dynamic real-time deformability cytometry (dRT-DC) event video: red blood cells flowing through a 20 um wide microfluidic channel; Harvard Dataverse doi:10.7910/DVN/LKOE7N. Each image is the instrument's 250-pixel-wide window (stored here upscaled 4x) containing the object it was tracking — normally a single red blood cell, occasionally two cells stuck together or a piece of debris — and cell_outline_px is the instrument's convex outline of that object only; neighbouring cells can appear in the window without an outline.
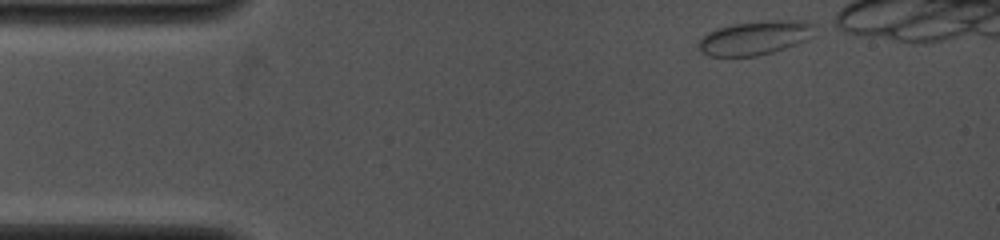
{"species": "common noctule bat (a hibernating species)", "species_latin": "Nyctalus noctula", "temperature_condition": "cold", "stored_images_in_passage": 43, "camera_frame_rate_fps": 4000, "um_per_image_px": 0.085, "animal": {"sex": "female", "body_mass_g": 19.0, "forearm_length_mm": 53.3}, "frame": {"image": 1, "passage_image": 1, "time_ms": 0.0, "image_size_px": [1000, 240], "cell_outline_px": [[816, 24], [804, 40], [784, 48], [772, 52], [756, 56], [708, 56], [700, 52], [700, 40], [708, 32], [716, 28], [732, 24], [764, 20], [804, 20]], "centroid_in_image_um": [64.12, 3.2], "position_along_channel_um": 20.9, "area_um2": 22.66}}
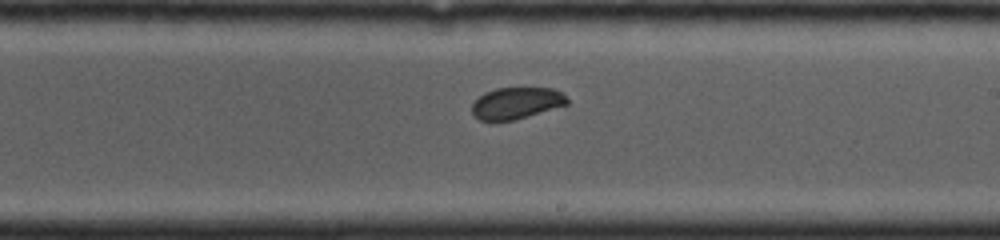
{"frame": {"image": 2, "passage_image": 26, "time_ms": 7.0, "image_size_px": [1000, 240], "cell_outline_px": [[568, 104], [512, 120], [492, 124], [480, 120], [472, 112], [472, 104], [484, 92], [496, 88], [552, 88], [564, 92], [568, 100]], "centroid_in_image_um": [43.86, 8.78], "position_along_channel_um": 245.1, "area_um2": 17.74}}
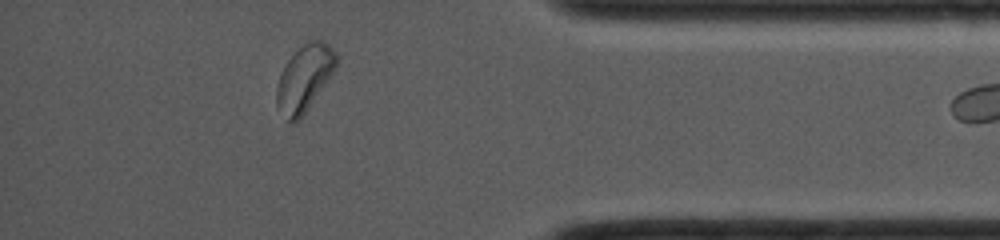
{"frame": {"image": 3, "passage_image": 42, "time_ms": 11.25, "image_size_px": [1000, 240], "cell_outline_px": [[336, 68], [300, 120], [292, 124], [276, 108], [276, 88], [280, 76], [288, 60], [304, 44], [312, 40], [320, 40], [328, 44], [336, 52]], "centroid_in_image_um": [25.87, 6.69], "position_along_channel_um": 409.3, "area_um2": 22.66}}